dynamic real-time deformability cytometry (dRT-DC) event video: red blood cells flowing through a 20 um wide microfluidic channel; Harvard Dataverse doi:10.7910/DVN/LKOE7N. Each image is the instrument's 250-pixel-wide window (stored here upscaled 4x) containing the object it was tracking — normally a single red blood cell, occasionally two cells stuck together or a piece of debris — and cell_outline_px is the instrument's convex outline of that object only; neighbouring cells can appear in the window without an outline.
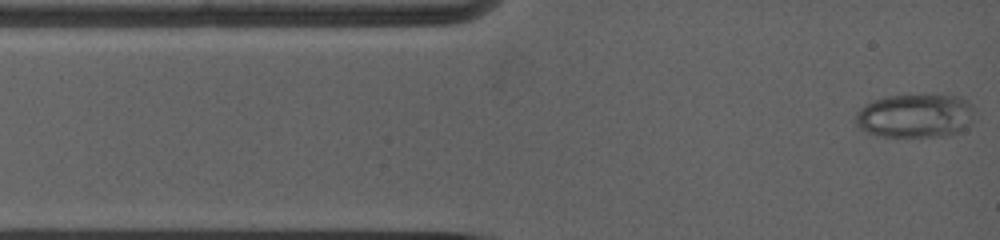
{"species": "common noctule bat (a hibernating species)", "species_latin": "Nyctalus noctula", "temperature_condition": "warm", "stored_images_in_passage": 41, "camera_frame_rate_fps": 5000, "um_per_image_px": 0.085, "animal": {"sex": "female", "body_mass_g": 19.0, "forearm_length_mm": 53.3}, "frame": {"image": 1, "passage_image": 1, "time_ms": 0.0, "image_size_px": [1000, 240], "cell_outline_px": [[972, 120], [964, 128], [956, 132], [944, 136], [884, 136], [868, 132], [860, 128], [856, 124], [856, 112], [860, 108], [876, 100], [888, 96], [924, 92], [960, 96], [968, 100], [972, 104]], "centroid_in_image_um": [77.83, 9.78], "position_along_channel_um": 7.2, "area_um2": 30.69}}
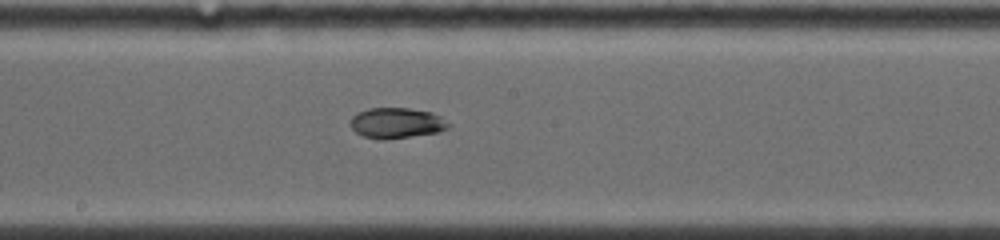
{"frame": {"image": 2, "passage_image": 23, "time_ms": 6.4, "image_size_px": [1000, 240], "cell_outline_px": [[452, 124], [448, 128], [440, 132], [384, 140], [364, 136], [356, 132], [352, 128], [352, 116], [356, 112], [368, 108], [408, 108], [432, 112], [440, 116]], "centroid_in_image_um": [33.74, 10.45], "position_along_channel_um": 214.5, "area_um2": 17.51}}
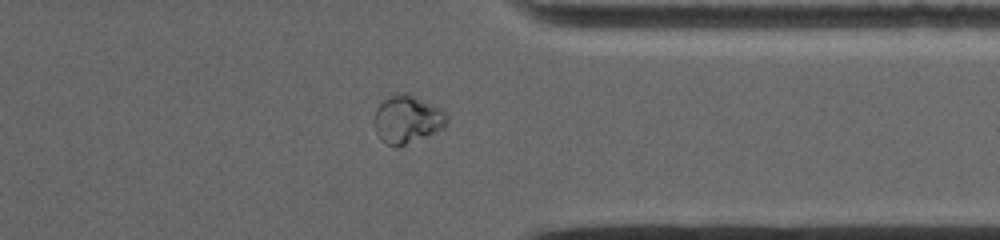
{"frame": {"image": 3, "passage_image": 35, "time_ms": 10.6, "image_size_px": [1000, 240], "cell_outline_px": [[448, 120], [444, 128], [436, 132], [404, 144], [388, 144], [380, 140], [376, 132], [376, 108], [388, 96], [396, 92], [408, 92], [440, 108], [448, 116]], "centroid_in_image_um": [34.64, 10.09], "position_along_channel_um": 376.8, "area_um2": 19.94}}